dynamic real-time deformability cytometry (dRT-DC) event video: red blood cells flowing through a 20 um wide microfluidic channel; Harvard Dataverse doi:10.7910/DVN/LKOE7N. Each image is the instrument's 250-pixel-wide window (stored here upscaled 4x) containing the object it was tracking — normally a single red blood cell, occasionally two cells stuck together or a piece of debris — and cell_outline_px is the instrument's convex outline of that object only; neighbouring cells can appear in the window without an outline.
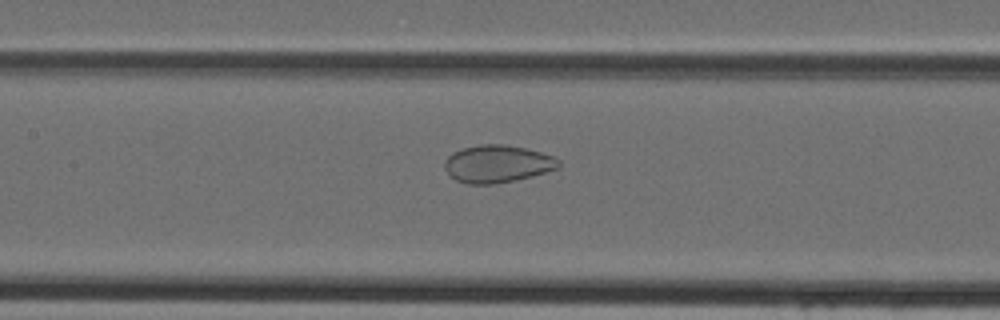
{"species": "Egyptian fruit bat (a non-hibernating species)", "species_latin": "Rousettus aegyptiacus", "temperature_condition": "cold", "stored_images_in_passage": 42, "camera_frame_rate_fps": 3000, "um_per_image_px": 0.085, "animal": {"sex": "female"}, "frame": {"image": 1, "passage_image": 18, "time_ms": 5.667, "image_size_px": [1000, 320], "cell_outline_px": [[560, 168], [532, 176], [516, 180], [496, 184], [468, 184], [456, 180], [448, 176], [444, 168], [444, 160], [452, 152], [464, 148], [480, 144], [504, 144], [524, 148], [540, 152], [552, 156], [560, 160]], "centroid_in_image_um": [42.25, 13.94], "position_along_channel_um": 165.1, "area_um2": 25.14}}
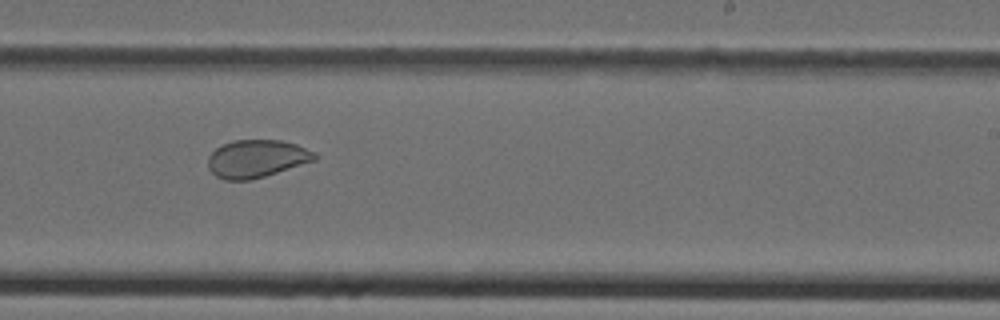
{"frame": {"image": 2, "passage_image": 25, "time_ms": 8.0, "image_size_px": [1000, 320], "cell_outline_px": [[320, 156], [316, 160], [264, 176], [248, 180], [224, 180], [216, 176], [208, 168], [208, 156], [216, 148], [232, 140], [280, 140], [296, 144], [316, 152]], "centroid_in_image_um": [21.83, 13.48], "position_along_channel_um": 267.2, "area_um2": 23.47}}
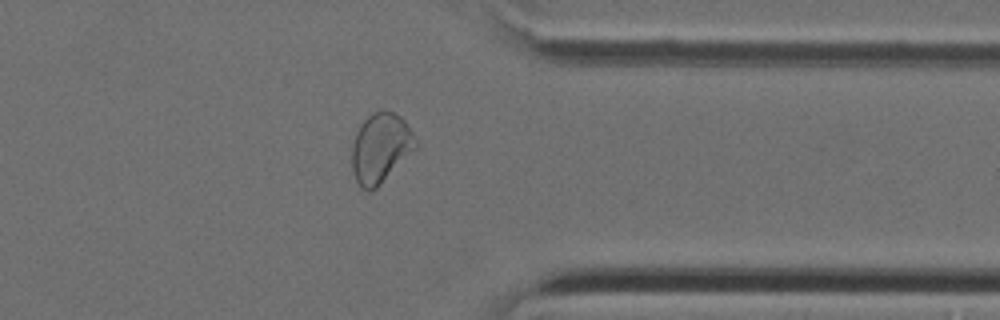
{"frame": {"image": 3, "passage_image": 33, "time_ms": 10.667, "image_size_px": [1000, 320], "cell_outline_px": [[416, 148], [376, 188], [368, 192], [356, 180], [352, 172], [352, 148], [356, 132], [364, 120], [372, 112], [392, 112], [400, 116], [404, 120], [412, 132], [416, 140]], "centroid_in_image_um": [32.33, 12.58], "position_along_channel_um": 379.1, "area_um2": 25.32}}